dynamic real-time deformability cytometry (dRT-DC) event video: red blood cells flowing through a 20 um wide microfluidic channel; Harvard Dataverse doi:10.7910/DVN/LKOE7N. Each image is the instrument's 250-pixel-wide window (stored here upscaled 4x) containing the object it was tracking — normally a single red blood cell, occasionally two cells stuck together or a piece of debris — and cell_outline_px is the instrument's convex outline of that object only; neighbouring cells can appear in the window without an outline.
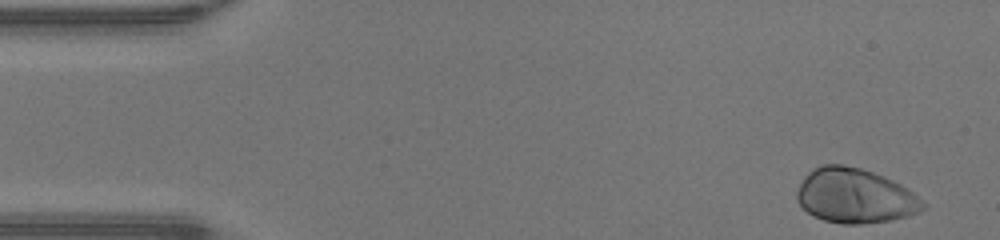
{"species": "human", "species_latin": "Homo sapiens", "temperature_condition": "warm", "stored_images_in_passage": 45, "camera_frame_rate_fps": 3000, "um_per_image_px": 0.085, "donor": {"sex": "male"}, "frame": {"image": 1, "passage_image": 1, "time_ms": 0.0, "image_size_px": [1000, 240], "cell_outline_px": [[924, 208], [920, 212], [908, 216], [888, 220], [860, 224], [844, 224], [824, 220], [812, 216], [800, 204], [796, 196], [796, 192], [804, 176], [812, 168], [820, 164], [840, 164], [860, 168], [884, 176], [900, 184], [912, 192], [924, 204]], "centroid_in_image_um": [72.63, 16.64], "position_along_channel_um": 12.4, "area_um2": 39.94}}
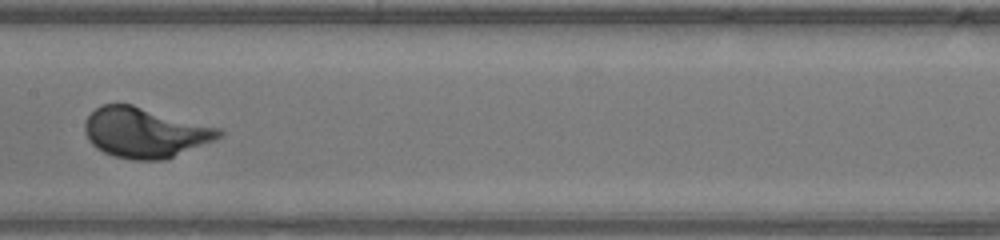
{"frame": {"image": 2, "passage_image": 22, "time_ms": 7.0, "image_size_px": [1000, 240], "cell_outline_px": [[224, 136], [216, 140], [164, 160], [132, 160], [112, 156], [96, 148], [88, 140], [84, 128], [84, 124], [88, 116], [100, 104], [132, 104], [220, 128], [224, 132]], "centroid_in_image_um": [12.33, 11.27], "position_along_channel_um": 195.1, "area_um2": 39.36}}
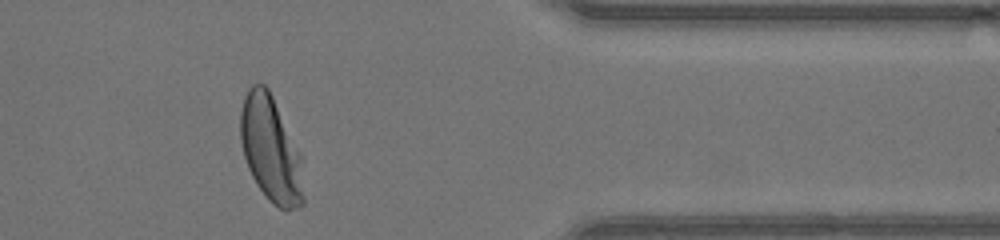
{"frame": {"image": 3, "passage_image": 37, "time_ms": 12.0, "image_size_px": [1000, 240], "cell_outline_px": [[304, 204], [300, 208], [280, 208], [272, 204], [268, 200], [256, 184], [248, 168], [244, 156], [240, 140], [240, 112], [244, 96], [248, 88], [252, 84], [264, 84], [268, 88], [300, 152], [304, 196]], "centroid_in_image_um": [23.0, 12.7], "position_along_channel_um": 388.4, "area_um2": 38.84}, "authors_computed_cell_mechanics": {"area_um2": 38.5526, "velocity_mm_per_s": 4.3243, "shape_relaxation_time_tau1_ms": 1.4348, "shape_relaxation_time_tau2_ms": null, "deformation_change_tau1": 0.1501, "deformation_change_tau2": null}}